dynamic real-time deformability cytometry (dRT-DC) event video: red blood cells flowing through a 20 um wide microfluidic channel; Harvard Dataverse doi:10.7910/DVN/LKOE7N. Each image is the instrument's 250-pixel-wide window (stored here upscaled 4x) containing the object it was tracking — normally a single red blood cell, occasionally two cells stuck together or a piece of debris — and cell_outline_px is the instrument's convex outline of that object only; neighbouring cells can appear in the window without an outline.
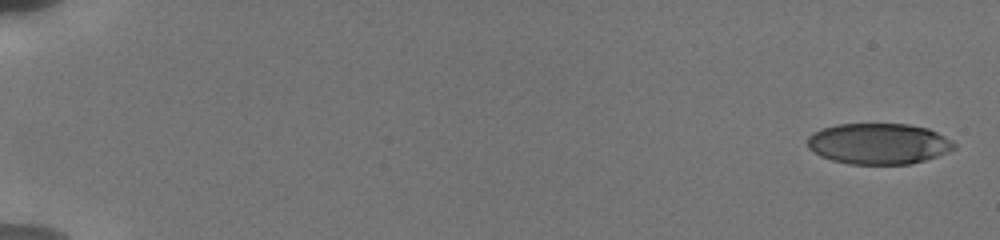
{"species": "human", "species_latin": "Homo sapiens", "temperature_condition": "cold", "stored_images_in_passage": 8, "camera_frame_rate_fps": 3000, "um_per_image_px": 0.085, "donor": {"sex": "male"}, "frame": {"image": 1, "passage_image": 1, "time_ms": 0.0, "image_size_px": [1000, 240], "cell_outline_px": [[956, 148], [936, 156], [924, 160], [908, 164], [848, 164], [832, 160], [820, 156], [808, 148], [808, 136], [812, 132], [820, 128], [836, 124], [908, 124], [928, 128], [952, 140], [956, 144]], "centroid_in_image_um": [74.65, 12.21], "position_along_channel_um": 10.3, "area_um2": 35.08}}
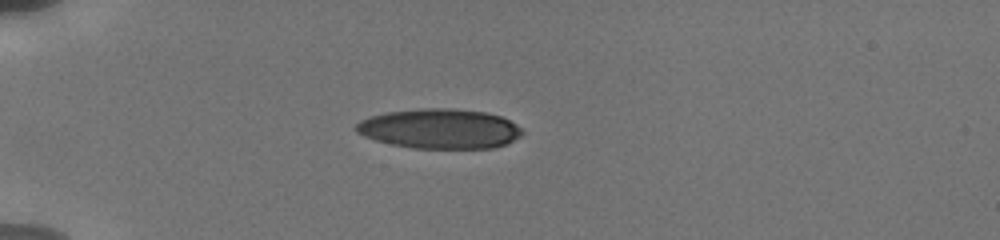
{"frame": {"image": 2, "passage_image": 6, "time_ms": 5.0, "image_size_px": [1000, 240], "cell_outline_px": [[524, 132], [520, 136], [508, 144], [492, 148], [412, 148], [392, 144], [376, 140], [364, 136], [356, 132], [356, 124], [360, 120], [368, 116], [388, 112], [424, 108], [448, 108], [484, 112], [500, 116], [516, 124]], "centroid_in_image_um": [37.38, 10.94], "position_along_channel_um": 47.6, "area_um2": 38.44}}
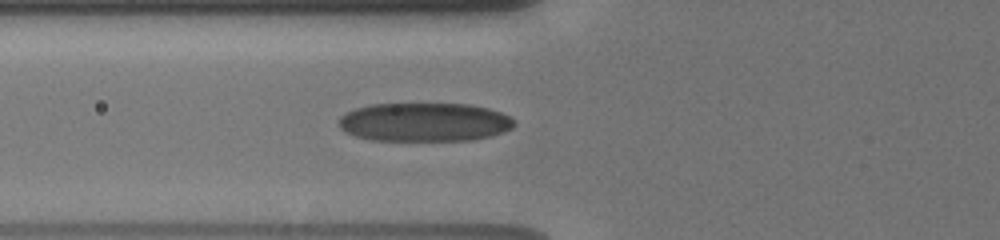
{"frame": {"image": 3, "passage_image": 8, "time_ms": 7.0, "image_size_px": [1000, 240], "cell_outline_px": [[516, 124], [512, 128], [488, 136], [472, 140], [372, 140], [356, 136], [340, 128], [336, 124], [340, 116], [356, 108], [372, 104], [472, 104], [488, 108], [500, 112], [508, 116]], "centroid_in_image_um": [36.05, 10.37], "position_along_channel_um": 89.8, "area_um2": 39.36}}